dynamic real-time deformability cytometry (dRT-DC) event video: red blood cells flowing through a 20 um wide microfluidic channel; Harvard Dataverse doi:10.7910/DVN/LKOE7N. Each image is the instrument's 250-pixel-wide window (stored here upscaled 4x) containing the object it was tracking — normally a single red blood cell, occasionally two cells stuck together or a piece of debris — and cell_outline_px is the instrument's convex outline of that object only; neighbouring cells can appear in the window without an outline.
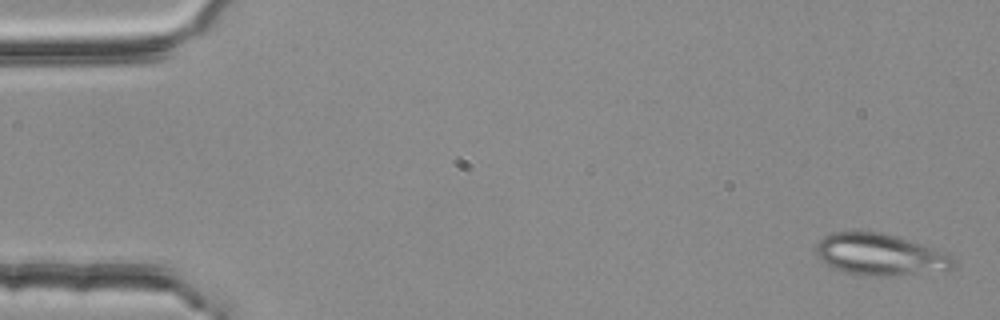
{"species": "common noctule bat (a hibernating species)", "species_latin": "Nyctalus noctula", "temperature_condition": "room temperature", "stored_images_in_passage": 4, "camera_frame_rate_fps": 3000, "um_per_image_px": 0.085, "animal": {"sex": "female", "body_mass_g": 25.1}, "frame": {"image": 1, "passage_image": 1, "time_ms": 0.0, "image_size_px": [1000, 320], "cell_outline_px": [[956, 268], [896, 276], [864, 276], [848, 272], [836, 268], [820, 260], [816, 252], [816, 244], [824, 236], [832, 232], [880, 232], [896, 236], [932, 248], [952, 256], [956, 260]], "centroid_in_image_um": [74.81, 21.65], "position_along_channel_um": 10.2, "area_um2": 33.0}}